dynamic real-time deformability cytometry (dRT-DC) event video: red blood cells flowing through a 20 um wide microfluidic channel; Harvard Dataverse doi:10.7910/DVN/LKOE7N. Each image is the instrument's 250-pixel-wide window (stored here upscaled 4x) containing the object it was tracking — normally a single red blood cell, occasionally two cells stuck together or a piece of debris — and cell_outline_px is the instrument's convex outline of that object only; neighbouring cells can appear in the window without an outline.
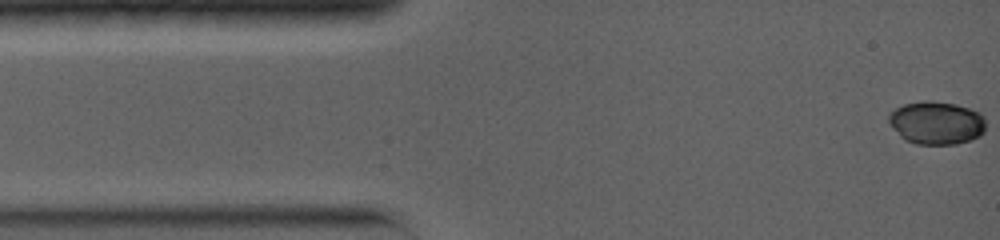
{"species": "common noctule bat (a hibernating species)", "species_latin": "Nyctalus noctula", "temperature_condition": "warm", "stored_images_in_passage": 4, "camera_frame_rate_fps": 5000, "um_per_image_px": 0.085, "animal": {"sex": "female", "body_mass_g": 19.0, "forearm_length_mm": 56.7}, "frame": {"image": 1, "passage_image": 1, "time_ms": 0.0, "image_size_px": [1000, 240], "cell_outline_px": [[984, 132], [980, 136], [972, 140], [956, 144], [916, 144], [904, 140], [900, 136], [888, 120], [888, 112], [904, 104], [924, 100], [932, 100], [956, 104], [980, 112], [984, 116]], "centroid_in_image_um": [79.6, 10.43], "position_along_channel_um": 5.4, "area_um2": 24.57}}
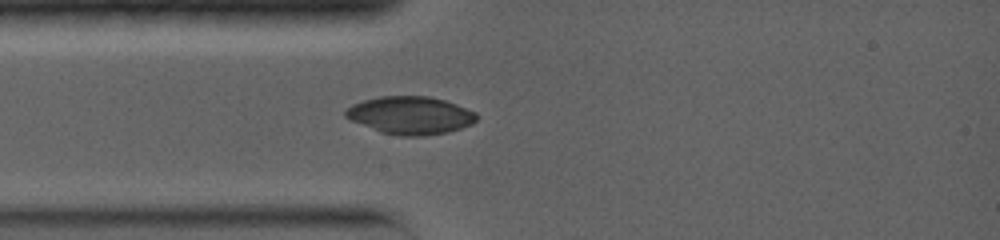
{"frame": {"image": 2, "passage_image": 4, "time_ms": 3.2, "image_size_px": [1000, 240], "cell_outline_px": [[476, 120], [472, 124], [448, 132], [424, 136], [400, 136], [380, 132], [352, 120], [344, 116], [344, 112], [352, 104], [364, 100], [380, 96], [428, 96], [444, 100], [456, 104], [476, 112]], "centroid_in_image_um": [34.88, 9.8], "position_along_channel_um": 50.1, "area_um2": 28.73}}